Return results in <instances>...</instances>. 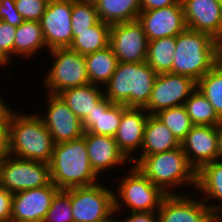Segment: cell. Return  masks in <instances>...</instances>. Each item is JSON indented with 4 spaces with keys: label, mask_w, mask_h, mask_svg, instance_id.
<instances>
[{
    "label": "cell",
    "mask_w": 222,
    "mask_h": 222,
    "mask_svg": "<svg viewBox=\"0 0 222 222\" xmlns=\"http://www.w3.org/2000/svg\"><path fill=\"white\" fill-rule=\"evenodd\" d=\"M54 145L52 135L37 113H17L12 108L9 120L10 155L50 163Z\"/></svg>",
    "instance_id": "cell-1"
},
{
    "label": "cell",
    "mask_w": 222,
    "mask_h": 222,
    "mask_svg": "<svg viewBox=\"0 0 222 222\" xmlns=\"http://www.w3.org/2000/svg\"><path fill=\"white\" fill-rule=\"evenodd\" d=\"M167 195L178 194L171 189L188 184L196 189L197 171L189 163L181 145L170 151L133 158V164Z\"/></svg>",
    "instance_id": "cell-2"
},
{
    "label": "cell",
    "mask_w": 222,
    "mask_h": 222,
    "mask_svg": "<svg viewBox=\"0 0 222 222\" xmlns=\"http://www.w3.org/2000/svg\"><path fill=\"white\" fill-rule=\"evenodd\" d=\"M49 164L51 182L60 190L90 186L99 182V176L91 167L83 137L56 143Z\"/></svg>",
    "instance_id": "cell-3"
},
{
    "label": "cell",
    "mask_w": 222,
    "mask_h": 222,
    "mask_svg": "<svg viewBox=\"0 0 222 222\" xmlns=\"http://www.w3.org/2000/svg\"><path fill=\"white\" fill-rule=\"evenodd\" d=\"M156 76L157 73L146 62H119L103 87L104 96L112 103L144 108L149 102Z\"/></svg>",
    "instance_id": "cell-4"
},
{
    "label": "cell",
    "mask_w": 222,
    "mask_h": 222,
    "mask_svg": "<svg viewBox=\"0 0 222 222\" xmlns=\"http://www.w3.org/2000/svg\"><path fill=\"white\" fill-rule=\"evenodd\" d=\"M215 66V39L207 33L186 28L176 36L172 73L196 82Z\"/></svg>",
    "instance_id": "cell-5"
},
{
    "label": "cell",
    "mask_w": 222,
    "mask_h": 222,
    "mask_svg": "<svg viewBox=\"0 0 222 222\" xmlns=\"http://www.w3.org/2000/svg\"><path fill=\"white\" fill-rule=\"evenodd\" d=\"M166 196L133 164L121 178L117 193L114 190L115 213L123 211V207L130 208L131 212H157Z\"/></svg>",
    "instance_id": "cell-6"
},
{
    "label": "cell",
    "mask_w": 222,
    "mask_h": 222,
    "mask_svg": "<svg viewBox=\"0 0 222 222\" xmlns=\"http://www.w3.org/2000/svg\"><path fill=\"white\" fill-rule=\"evenodd\" d=\"M49 53L54 62L42 82L48 94L57 95L64 89L89 84L85 56L70 48H57Z\"/></svg>",
    "instance_id": "cell-7"
},
{
    "label": "cell",
    "mask_w": 222,
    "mask_h": 222,
    "mask_svg": "<svg viewBox=\"0 0 222 222\" xmlns=\"http://www.w3.org/2000/svg\"><path fill=\"white\" fill-rule=\"evenodd\" d=\"M102 184L71 188L74 222H101L115 215L114 191Z\"/></svg>",
    "instance_id": "cell-8"
},
{
    "label": "cell",
    "mask_w": 222,
    "mask_h": 222,
    "mask_svg": "<svg viewBox=\"0 0 222 222\" xmlns=\"http://www.w3.org/2000/svg\"><path fill=\"white\" fill-rule=\"evenodd\" d=\"M50 183L49 163L20 159L10 154L3 158L0 186L9 192L39 188Z\"/></svg>",
    "instance_id": "cell-9"
},
{
    "label": "cell",
    "mask_w": 222,
    "mask_h": 222,
    "mask_svg": "<svg viewBox=\"0 0 222 222\" xmlns=\"http://www.w3.org/2000/svg\"><path fill=\"white\" fill-rule=\"evenodd\" d=\"M196 89L197 82L190 77L170 72L159 73L144 109L148 114L155 115L161 110L184 105Z\"/></svg>",
    "instance_id": "cell-10"
},
{
    "label": "cell",
    "mask_w": 222,
    "mask_h": 222,
    "mask_svg": "<svg viewBox=\"0 0 222 222\" xmlns=\"http://www.w3.org/2000/svg\"><path fill=\"white\" fill-rule=\"evenodd\" d=\"M109 46L119 62H146L148 39L138 19L112 24Z\"/></svg>",
    "instance_id": "cell-11"
},
{
    "label": "cell",
    "mask_w": 222,
    "mask_h": 222,
    "mask_svg": "<svg viewBox=\"0 0 222 222\" xmlns=\"http://www.w3.org/2000/svg\"><path fill=\"white\" fill-rule=\"evenodd\" d=\"M72 0H49L40 24L48 50L69 48L73 42Z\"/></svg>",
    "instance_id": "cell-12"
},
{
    "label": "cell",
    "mask_w": 222,
    "mask_h": 222,
    "mask_svg": "<svg viewBox=\"0 0 222 222\" xmlns=\"http://www.w3.org/2000/svg\"><path fill=\"white\" fill-rule=\"evenodd\" d=\"M47 111L39 115L54 143L76 140L84 135L82 121L58 95L47 94Z\"/></svg>",
    "instance_id": "cell-13"
},
{
    "label": "cell",
    "mask_w": 222,
    "mask_h": 222,
    "mask_svg": "<svg viewBox=\"0 0 222 222\" xmlns=\"http://www.w3.org/2000/svg\"><path fill=\"white\" fill-rule=\"evenodd\" d=\"M54 184L13 193L11 222H43L55 194Z\"/></svg>",
    "instance_id": "cell-14"
},
{
    "label": "cell",
    "mask_w": 222,
    "mask_h": 222,
    "mask_svg": "<svg viewBox=\"0 0 222 222\" xmlns=\"http://www.w3.org/2000/svg\"><path fill=\"white\" fill-rule=\"evenodd\" d=\"M158 222H210L214 217L209 206L189 194L167 195L157 211Z\"/></svg>",
    "instance_id": "cell-15"
},
{
    "label": "cell",
    "mask_w": 222,
    "mask_h": 222,
    "mask_svg": "<svg viewBox=\"0 0 222 222\" xmlns=\"http://www.w3.org/2000/svg\"><path fill=\"white\" fill-rule=\"evenodd\" d=\"M138 21L142 24L148 41L177 36L187 28L182 4L141 10Z\"/></svg>",
    "instance_id": "cell-16"
},
{
    "label": "cell",
    "mask_w": 222,
    "mask_h": 222,
    "mask_svg": "<svg viewBox=\"0 0 222 222\" xmlns=\"http://www.w3.org/2000/svg\"><path fill=\"white\" fill-rule=\"evenodd\" d=\"M180 145L189 163L198 171L217 160L218 126L193 125Z\"/></svg>",
    "instance_id": "cell-17"
},
{
    "label": "cell",
    "mask_w": 222,
    "mask_h": 222,
    "mask_svg": "<svg viewBox=\"0 0 222 222\" xmlns=\"http://www.w3.org/2000/svg\"><path fill=\"white\" fill-rule=\"evenodd\" d=\"M187 28L222 37V3L218 0H181Z\"/></svg>",
    "instance_id": "cell-18"
},
{
    "label": "cell",
    "mask_w": 222,
    "mask_h": 222,
    "mask_svg": "<svg viewBox=\"0 0 222 222\" xmlns=\"http://www.w3.org/2000/svg\"><path fill=\"white\" fill-rule=\"evenodd\" d=\"M149 114L144 108L123 105L122 119L114 136L119 150L131 162L133 153L141 148Z\"/></svg>",
    "instance_id": "cell-19"
},
{
    "label": "cell",
    "mask_w": 222,
    "mask_h": 222,
    "mask_svg": "<svg viewBox=\"0 0 222 222\" xmlns=\"http://www.w3.org/2000/svg\"><path fill=\"white\" fill-rule=\"evenodd\" d=\"M83 138L86 142L91 167L98 176L110 168L128 163L129 160L119 150L114 137L84 132Z\"/></svg>",
    "instance_id": "cell-20"
},
{
    "label": "cell",
    "mask_w": 222,
    "mask_h": 222,
    "mask_svg": "<svg viewBox=\"0 0 222 222\" xmlns=\"http://www.w3.org/2000/svg\"><path fill=\"white\" fill-rule=\"evenodd\" d=\"M123 114V104L112 103L105 96L82 120L84 132L114 137Z\"/></svg>",
    "instance_id": "cell-21"
},
{
    "label": "cell",
    "mask_w": 222,
    "mask_h": 222,
    "mask_svg": "<svg viewBox=\"0 0 222 222\" xmlns=\"http://www.w3.org/2000/svg\"><path fill=\"white\" fill-rule=\"evenodd\" d=\"M194 190H200L204 194L202 200L209 206L214 216H222V205H220L222 204V161L207 163L197 171V184ZM213 198L221 203L211 204L210 200Z\"/></svg>",
    "instance_id": "cell-22"
},
{
    "label": "cell",
    "mask_w": 222,
    "mask_h": 222,
    "mask_svg": "<svg viewBox=\"0 0 222 222\" xmlns=\"http://www.w3.org/2000/svg\"><path fill=\"white\" fill-rule=\"evenodd\" d=\"M87 84L80 87L64 89L57 95L82 121L96 108V104L104 97L103 86Z\"/></svg>",
    "instance_id": "cell-23"
},
{
    "label": "cell",
    "mask_w": 222,
    "mask_h": 222,
    "mask_svg": "<svg viewBox=\"0 0 222 222\" xmlns=\"http://www.w3.org/2000/svg\"><path fill=\"white\" fill-rule=\"evenodd\" d=\"M180 143L172 132L155 116L149 114L140 155H153L178 148Z\"/></svg>",
    "instance_id": "cell-24"
},
{
    "label": "cell",
    "mask_w": 222,
    "mask_h": 222,
    "mask_svg": "<svg viewBox=\"0 0 222 222\" xmlns=\"http://www.w3.org/2000/svg\"><path fill=\"white\" fill-rule=\"evenodd\" d=\"M111 25L99 20L84 31H72L73 42L70 49L85 56L105 49L110 43Z\"/></svg>",
    "instance_id": "cell-25"
},
{
    "label": "cell",
    "mask_w": 222,
    "mask_h": 222,
    "mask_svg": "<svg viewBox=\"0 0 222 222\" xmlns=\"http://www.w3.org/2000/svg\"><path fill=\"white\" fill-rule=\"evenodd\" d=\"M95 3L99 20L110 25L138 19L140 0H97Z\"/></svg>",
    "instance_id": "cell-26"
},
{
    "label": "cell",
    "mask_w": 222,
    "mask_h": 222,
    "mask_svg": "<svg viewBox=\"0 0 222 222\" xmlns=\"http://www.w3.org/2000/svg\"><path fill=\"white\" fill-rule=\"evenodd\" d=\"M44 47L48 49L43 37L40 22L24 21L16 27L14 55L29 59L33 55L38 54V51L42 50Z\"/></svg>",
    "instance_id": "cell-27"
},
{
    "label": "cell",
    "mask_w": 222,
    "mask_h": 222,
    "mask_svg": "<svg viewBox=\"0 0 222 222\" xmlns=\"http://www.w3.org/2000/svg\"><path fill=\"white\" fill-rule=\"evenodd\" d=\"M85 63L89 83L93 85H106L119 63L118 58L110 46L94 53L85 55Z\"/></svg>",
    "instance_id": "cell-28"
},
{
    "label": "cell",
    "mask_w": 222,
    "mask_h": 222,
    "mask_svg": "<svg viewBox=\"0 0 222 222\" xmlns=\"http://www.w3.org/2000/svg\"><path fill=\"white\" fill-rule=\"evenodd\" d=\"M176 36L148 41L146 63L157 73H172Z\"/></svg>",
    "instance_id": "cell-29"
},
{
    "label": "cell",
    "mask_w": 222,
    "mask_h": 222,
    "mask_svg": "<svg viewBox=\"0 0 222 222\" xmlns=\"http://www.w3.org/2000/svg\"><path fill=\"white\" fill-rule=\"evenodd\" d=\"M184 106L193 125L218 126L222 122L208 99L197 89L185 101Z\"/></svg>",
    "instance_id": "cell-30"
},
{
    "label": "cell",
    "mask_w": 222,
    "mask_h": 222,
    "mask_svg": "<svg viewBox=\"0 0 222 222\" xmlns=\"http://www.w3.org/2000/svg\"><path fill=\"white\" fill-rule=\"evenodd\" d=\"M155 116L172 132L180 144L193 126L184 105L161 110Z\"/></svg>",
    "instance_id": "cell-31"
},
{
    "label": "cell",
    "mask_w": 222,
    "mask_h": 222,
    "mask_svg": "<svg viewBox=\"0 0 222 222\" xmlns=\"http://www.w3.org/2000/svg\"><path fill=\"white\" fill-rule=\"evenodd\" d=\"M197 90L208 99L222 119V71L214 66L197 81Z\"/></svg>",
    "instance_id": "cell-32"
},
{
    "label": "cell",
    "mask_w": 222,
    "mask_h": 222,
    "mask_svg": "<svg viewBox=\"0 0 222 222\" xmlns=\"http://www.w3.org/2000/svg\"><path fill=\"white\" fill-rule=\"evenodd\" d=\"M99 21L95 3L72 0L71 27L72 31H84Z\"/></svg>",
    "instance_id": "cell-33"
},
{
    "label": "cell",
    "mask_w": 222,
    "mask_h": 222,
    "mask_svg": "<svg viewBox=\"0 0 222 222\" xmlns=\"http://www.w3.org/2000/svg\"><path fill=\"white\" fill-rule=\"evenodd\" d=\"M71 209V188L59 190L53 197L43 222H74Z\"/></svg>",
    "instance_id": "cell-34"
},
{
    "label": "cell",
    "mask_w": 222,
    "mask_h": 222,
    "mask_svg": "<svg viewBox=\"0 0 222 222\" xmlns=\"http://www.w3.org/2000/svg\"><path fill=\"white\" fill-rule=\"evenodd\" d=\"M15 32L16 27L0 20V66L8 65L14 56Z\"/></svg>",
    "instance_id": "cell-35"
},
{
    "label": "cell",
    "mask_w": 222,
    "mask_h": 222,
    "mask_svg": "<svg viewBox=\"0 0 222 222\" xmlns=\"http://www.w3.org/2000/svg\"><path fill=\"white\" fill-rule=\"evenodd\" d=\"M16 9L25 21L40 22L49 0H14Z\"/></svg>",
    "instance_id": "cell-36"
},
{
    "label": "cell",
    "mask_w": 222,
    "mask_h": 222,
    "mask_svg": "<svg viewBox=\"0 0 222 222\" xmlns=\"http://www.w3.org/2000/svg\"><path fill=\"white\" fill-rule=\"evenodd\" d=\"M0 20L14 27L25 21L16 9L14 0H0Z\"/></svg>",
    "instance_id": "cell-37"
},
{
    "label": "cell",
    "mask_w": 222,
    "mask_h": 222,
    "mask_svg": "<svg viewBox=\"0 0 222 222\" xmlns=\"http://www.w3.org/2000/svg\"><path fill=\"white\" fill-rule=\"evenodd\" d=\"M13 193L0 186V222L11 221Z\"/></svg>",
    "instance_id": "cell-38"
},
{
    "label": "cell",
    "mask_w": 222,
    "mask_h": 222,
    "mask_svg": "<svg viewBox=\"0 0 222 222\" xmlns=\"http://www.w3.org/2000/svg\"><path fill=\"white\" fill-rule=\"evenodd\" d=\"M118 222H158L157 212H131Z\"/></svg>",
    "instance_id": "cell-39"
},
{
    "label": "cell",
    "mask_w": 222,
    "mask_h": 222,
    "mask_svg": "<svg viewBox=\"0 0 222 222\" xmlns=\"http://www.w3.org/2000/svg\"><path fill=\"white\" fill-rule=\"evenodd\" d=\"M9 155V122H0V158Z\"/></svg>",
    "instance_id": "cell-40"
},
{
    "label": "cell",
    "mask_w": 222,
    "mask_h": 222,
    "mask_svg": "<svg viewBox=\"0 0 222 222\" xmlns=\"http://www.w3.org/2000/svg\"><path fill=\"white\" fill-rule=\"evenodd\" d=\"M176 4H182L181 0H140L141 10L160 9Z\"/></svg>",
    "instance_id": "cell-41"
},
{
    "label": "cell",
    "mask_w": 222,
    "mask_h": 222,
    "mask_svg": "<svg viewBox=\"0 0 222 222\" xmlns=\"http://www.w3.org/2000/svg\"><path fill=\"white\" fill-rule=\"evenodd\" d=\"M215 67L222 71V37L215 39Z\"/></svg>",
    "instance_id": "cell-42"
},
{
    "label": "cell",
    "mask_w": 222,
    "mask_h": 222,
    "mask_svg": "<svg viewBox=\"0 0 222 222\" xmlns=\"http://www.w3.org/2000/svg\"><path fill=\"white\" fill-rule=\"evenodd\" d=\"M3 100L0 96V122H9L11 108L7 106L6 101ZM6 103V104H5Z\"/></svg>",
    "instance_id": "cell-43"
},
{
    "label": "cell",
    "mask_w": 222,
    "mask_h": 222,
    "mask_svg": "<svg viewBox=\"0 0 222 222\" xmlns=\"http://www.w3.org/2000/svg\"><path fill=\"white\" fill-rule=\"evenodd\" d=\"M217 160L222 161V122L218 125V154Z\"/></svg>",
    "instance_id": "cell-44"
},
{
    "label": "cell",
    "mask_w": 222,
    "mask_h": 222,
    "mask_svg": "<svg viewBox=\"0 0 222 222\" xmlns=\"http://www.w3.org/2000/svg\"><path fill=\"white\" fill-rule=\"evenodd\" d=\"M210 222H222V216H214Z\"/></svg>",
    "instance_id": "cell-45"
},
{
    "label": "cell",
    "mask_w": 222,
    "mask_h": 222,
    "mask_svg": "<svg viewBox=\"0 0 222 222\" xmlns=\"http://www.w3.org/2000/svg\"><path fill=\"white\" fill-rule=\"evenodd\" d=\"M101 222H118V219H115V218L112 219V217H111V218L105 219Z\"/></svg>",
    "instance_id": "cell-46"
},
{
    "label": "cell",
    "mask_w": 222,
    "mask_h": 222,
    "mask_svg": "<svg viewBox=\"0 0 222 222\" xmlns=\"http://www.w3.org/2000/svg\"><path fill=\"white\" fill-rule=\"evenodd\" d=\"M3 164V158H0V182H1V168Z\"/></svg>",
    "instance_id": "cell-47"
},
{
    "label": "cell",
    "mask_w": 222,
    "mask_h": 222,
    "mask_svg": "<svg viewBox=\"0 0 222 222\" xmlns=\"http://www.w3.org/2000/svg\"><path fill=\"white\" fill-rule=\"evenodd\" d=\"M83 1H88V2H96L97 0H83Z\"/></svg>",
    "instance_id": "cell-48"
}]
</instances>
